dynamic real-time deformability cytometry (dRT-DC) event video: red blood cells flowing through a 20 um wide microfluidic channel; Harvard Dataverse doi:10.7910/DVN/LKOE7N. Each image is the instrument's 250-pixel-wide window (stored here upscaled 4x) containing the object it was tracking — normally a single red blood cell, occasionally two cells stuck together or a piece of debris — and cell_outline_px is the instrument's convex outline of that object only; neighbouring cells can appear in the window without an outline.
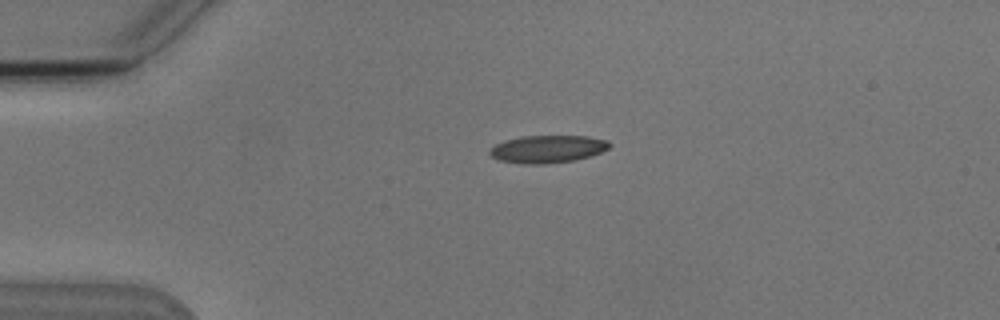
{"species": "Egyptian fruit bat (a non-hibernating species)", "species_latin": "Rousettus aegyptiacus", "temperature_condition": "cold", "stored_images_in_passage": 4, "camera_frame_rate_fps": 3000, "um_per_image_px": 0.085, "animal": {"sex": "male"}, "frame": {"image": 1, "passage_image": 3, "time_ms": 2.333, "image_size_px": [1000, 320], "cell_outline_px": [[612, 144], [608, 148], [600, 152], [588, 156], [572, 160], [544, 164], [528, 164], [500, 160], [492, 156], [488, 152], [496, 144], [504, 140], [520, 136], [588, 136], [608, 140]], "centroid_in_image_um": [46.55, 12.65], "position_along_channel_um": 38.5, "area_um2": 19.02}}